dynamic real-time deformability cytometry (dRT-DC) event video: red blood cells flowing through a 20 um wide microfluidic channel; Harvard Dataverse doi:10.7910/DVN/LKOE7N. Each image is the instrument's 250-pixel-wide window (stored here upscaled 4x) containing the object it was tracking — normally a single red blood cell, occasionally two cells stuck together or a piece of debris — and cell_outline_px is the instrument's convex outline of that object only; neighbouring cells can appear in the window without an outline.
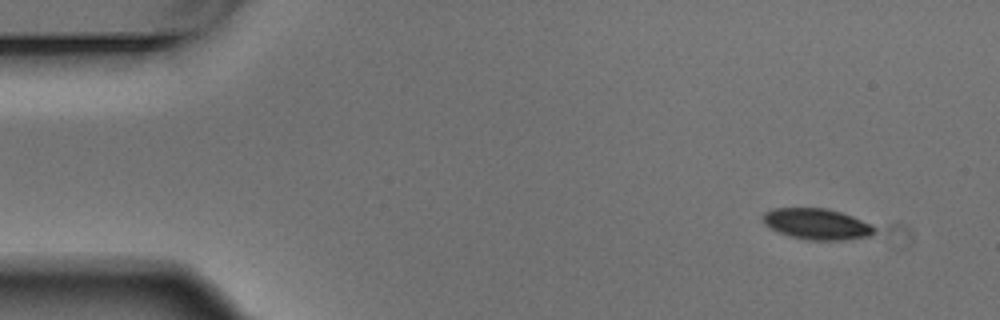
{"species": "Egyptian fruit bat (a non-hibernating species)", "species_latin": "Rousettus aegyptiacus", "temperature_condition": "warm", "stored_images_in_passage": 4, "camera_frame_rate_fps": 3000, "um_per_image_px": 0.085, "animal": {"sex": "male"}, "frame": {"image": 1, "passage_image": 1, "time_ms": 0.0, "image_size_px": [1000, 320], "cell_outline_px": [[876, 232], [872, 236], [844, 240], [808, 240], [788, 236], [764, 224], [764, 212], [772, 208], [828, 208], [852, 216], [872, 224], [876, 228]], "centroid_in_image_um": [69.48, 19.04], "position_along_channel_um": 15.5, "area_um2": 20.23}}
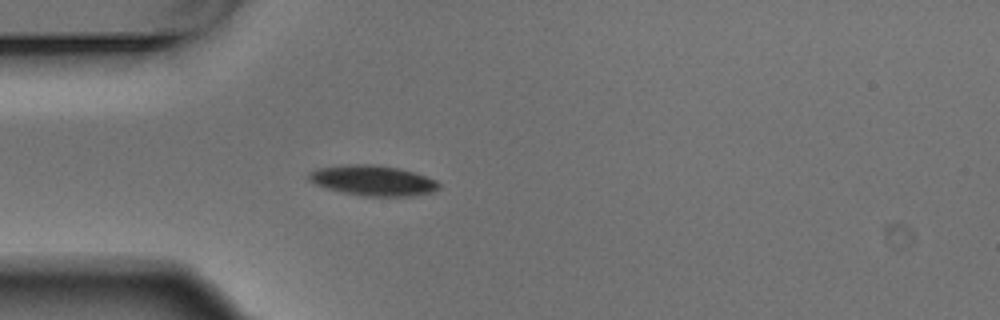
{"frame": {"image": 2, "passage_image": 4, "time_ms": 1.0, "image_size_px": [1000, 320], "cell_outline_px": [[440, 188], [432, 192], [412, 196], [364, 196], [344, 192], [328, 188], [316, 184], [308, 180], [308, 172], [316, 168], [344, 164], [376, 164], [400, 168], [436, 180], [440, 184]], "centroid_in_image_um": [31.68, 15.33], "position_along_channel_um": 53.3, "area_um2": 23.0}}